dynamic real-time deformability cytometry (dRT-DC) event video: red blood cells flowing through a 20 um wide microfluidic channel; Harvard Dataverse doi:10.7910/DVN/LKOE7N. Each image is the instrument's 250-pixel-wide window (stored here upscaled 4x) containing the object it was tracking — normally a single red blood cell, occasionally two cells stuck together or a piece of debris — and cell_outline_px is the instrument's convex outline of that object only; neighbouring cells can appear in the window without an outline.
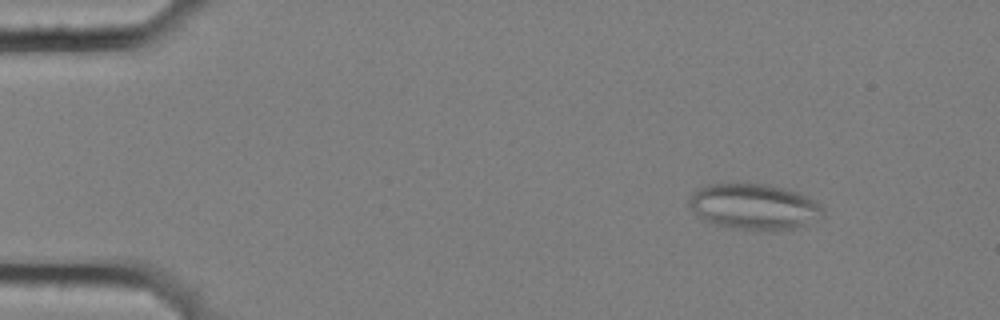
{"species": "common noctule bat (a hibernating species)", "species_latin": "Nyctalus noctula", "temperature_condition": "cold", "stored_images_in_passage": 57, "segment_of_instrument_passage": [1, 2], "camera_frame_rate_fps": 3000, "um_per_image_px": 0.085, "animal": {"sex": "female", "body_mass_g": 25.1}, "frame": {"image": 1, "passage_image": 7, "time_ms": 2.0, "image_size_px": [1000, 320], "cell_outline_px": [[824, 216], [804, 224], [792, 228], [768, 232], [732, 228], [700, 220], [688, 204], [688, 200], [696, 188], [708, 184], [768, 184], [800, 192], [820, 204], [824, 208]], "centroid_in_image_um": [64.08, 17.57], "position_along_channel_um": 20.9, "area_um2": 36.13}}